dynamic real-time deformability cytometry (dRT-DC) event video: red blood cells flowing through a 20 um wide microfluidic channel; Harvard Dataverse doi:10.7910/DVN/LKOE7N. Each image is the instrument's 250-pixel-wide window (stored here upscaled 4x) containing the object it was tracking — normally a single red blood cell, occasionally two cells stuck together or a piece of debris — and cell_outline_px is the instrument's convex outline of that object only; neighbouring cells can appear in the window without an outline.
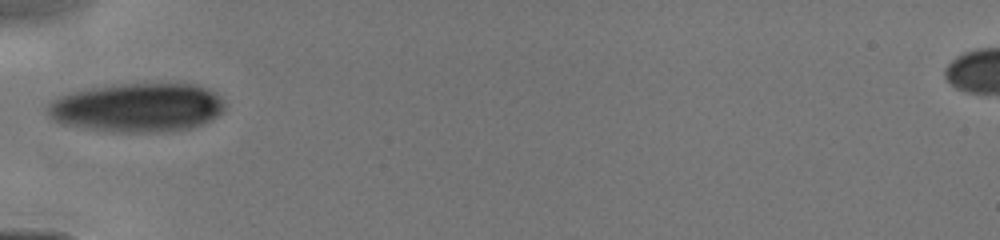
{"species": "human", "species_latin": "Homo sapiens", "temperature_condition": "cold", "stored_images_in_passage": 27, "camera_frame_rate_fps": 3000, "um_per_image_px": 0.085, "donor": {"sex": "male"}, "frame": {"image": 1, "passage_image": 1, "time_ms": 0.0, "image_size_px": [1000, 240], "cell_outline_px": [[224, 112], [212, 120], [192, 128], [160, 132], [108, 132], [80, 128], [60, 124], [52, 120], [48, 116], [48, 104], [52, 100], [60, 96], [72, 92], [92, 88], [120, 84], [196, 84], [220, 96], [224, 100]], "centroid_in_image_um": [11.67, 9.17], "position_along_channel_um": 73.3, "area_um2": 50.86}}
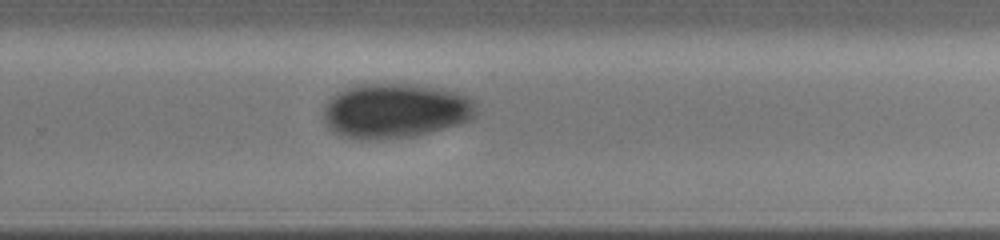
{"frame": {"image": 2, "passage_image": 12, "time_ms": 5.0, "image_size_px": [1000, 240], "cell_outline_px": [[476, 116], [472, 120], [460, 124], [416, 136], [372, 140], [340, 136], [332, 132], [324, 120], [324, 104], [336, 92], [360, 84], [416, 84], [444, 88], [468, 96], [476, 104]], "centroid_in_image_um": [33.62, 9.41], "position_along_channel_um": 296.2, "area_um2": 49.25}}
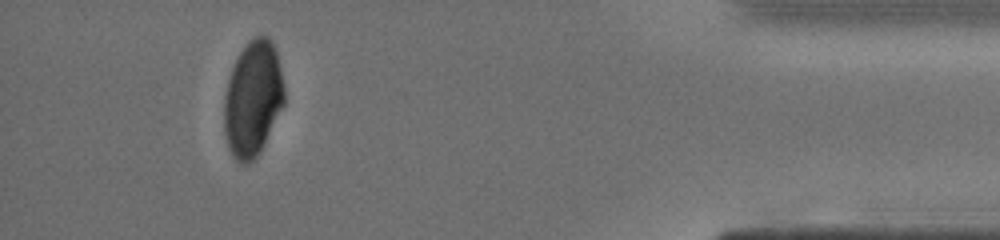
{"frame": {"image": 3, "passage_image": 24, "time_ms": 8.667, "image_size_px": [1000, 240], "cell_outline_px": [[284, 104], [264, 144], [256, 156], [248, 164], [240, 164], [232, 156], [228, 148], [224, 132], [224, 96], [228, 80], [232, 68], [240, 52], [248, 40], [256, 36], [268, 36], [276, 48], [284, 88]], "centroid_in_image_um": [21.48, 8.39], "position_along_channel_um": 413.7, "area_um2": 40.52}}